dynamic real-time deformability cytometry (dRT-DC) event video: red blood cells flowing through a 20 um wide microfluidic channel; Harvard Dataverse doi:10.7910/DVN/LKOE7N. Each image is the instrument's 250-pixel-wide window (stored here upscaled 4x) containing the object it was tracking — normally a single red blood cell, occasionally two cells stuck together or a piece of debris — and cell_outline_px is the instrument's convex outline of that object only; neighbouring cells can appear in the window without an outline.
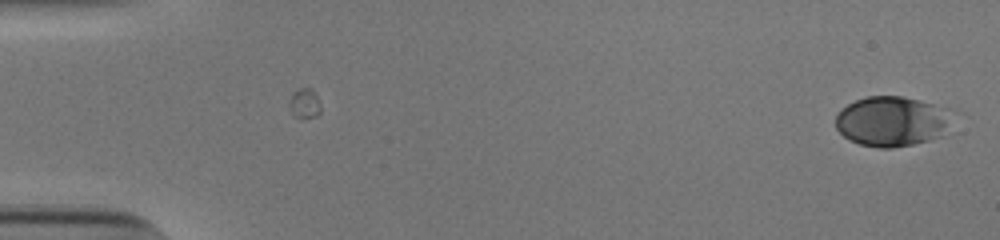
{"species": "human", "species_latin": "Homo sapiens", "temperature_condition": "cold", "stored_images_in_passage": 53, "camera_frame_rate_fps": 3000, "um_per_image_px": 0.085, "donor": {"sex": "male"}, "frame": {"image": 1, "passage_image": 1, "time_ms": 0.0, "image_size_px": [1000, 240], "cell_outline_px": [[948, 108], [944, 124], [940, 136], [928, 140], [912, 144], [892, 148], [880, 148], [860, 144], [848, 140], [836, 128], [836, 116], [840, 108], [856, 100], [868, 96], [900, 96], [920, 100]], "centroid_in_image_um": [75.68, 10.3], "position_along_channel_um": 9.3, "area_um2": 33.29}}
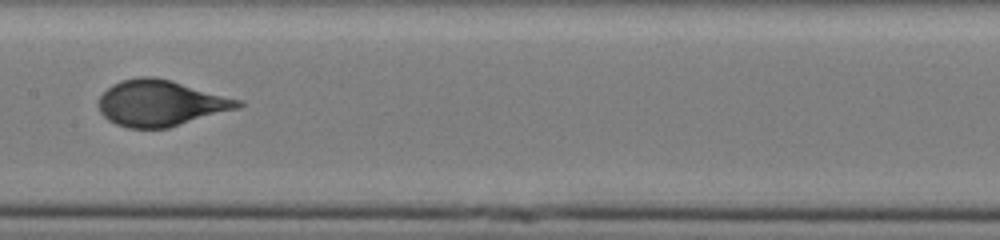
{"frame": {"image": 2, "passage_image": 28, "time_ms": 9.0, "image_size_px": [1000, 240], "cell_outline_px": [[244, 104], [240, 108], [168, 128], [128, 128], [116, 124], [108, 120], [100, 112], [100, 96], [112, 84], [120, 80], [140, 76], [152, 76], [172, 80], [244, 100]], "centroid_in_image_um": [13.71, 8.76], "position_along_channel_um": 193.7, "area_um2": 37.63}}
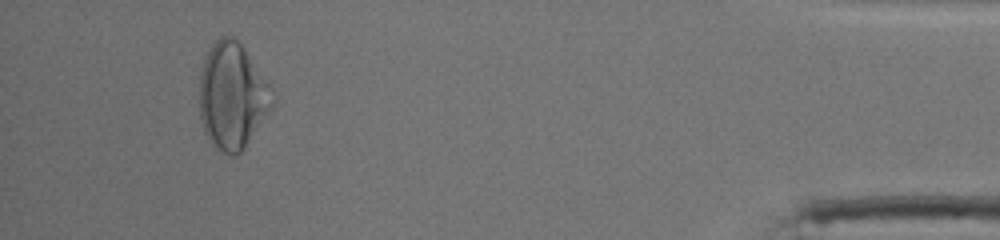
{"frame": {"image": 3, "passage_image": 50, "time_ms": 16.333, "image_size_px": [1000, 240], "cell_outline_px": [[276, 100], [272, 108], [244, 148], [236, 156], [232, 156], [216, 152], [208, 140], [204, 132], [200, 116], [200, 72], [204, 60], [212, 44], [220, 36], [232, 36], [240, 44], [276, 88]], "centroid_in_image_um": [19.79, 8.19], "position_along_channel_um": 415.4, "area_um2": 46.12}, "authors_computed_cell_mechanics": {"area_um2": 37.1076, "velocity_mm_per_s": 3.8537, "shape_relaxation_time_tau1_ms": 4.306, "shape_relaxation_time_tau2_ms": null, "deformation_change_tau1": 0.1872, "deformation_change_tau2": null}}